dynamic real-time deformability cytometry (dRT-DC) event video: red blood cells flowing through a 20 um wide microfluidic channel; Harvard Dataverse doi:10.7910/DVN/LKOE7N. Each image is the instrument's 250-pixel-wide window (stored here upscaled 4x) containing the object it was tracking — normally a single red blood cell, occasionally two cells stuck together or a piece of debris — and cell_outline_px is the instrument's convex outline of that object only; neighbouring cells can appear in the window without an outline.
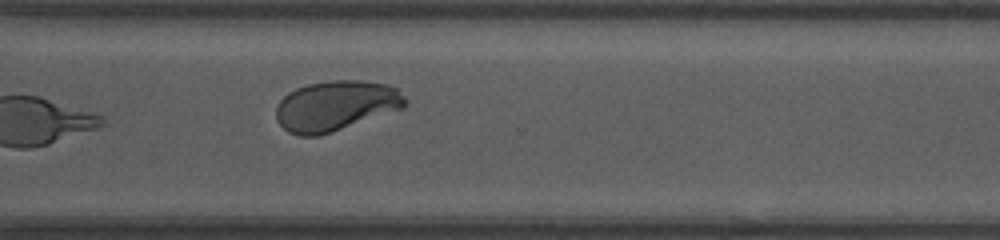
{"species": "human", "species_latin": "Homo sapiens", "temperature_condition": "room temperature", "stored_images_in_passage": 49, "camera_frame_rate_fps": 3000, "um_per_image_px": 0.085, "donor": {"sex": "female"}, "frame": {"image": 1, "passage_image": 42, "time_ms": 13.667, "image_size_px": [1000, 240], "cell_outline_px": [[408, 104], [404, 108], [316, 136], [300, 136], [288, 132], [276, 120], [276, 104], [288, 92], [296, 88], [308, 84], [332, 80], [360, 80], [388, 84], [396, 88], [408, 100]], "centroid_in_image_um": [28.53, 8.97], "position_along_channel_um": 342.1, "area_um2": 37.63}, "authors_computed_cell_mechanics": {"area_um2": 32.5992, "velocity_mm_per_s": 3.9166, "shape_relaxation_time_tau1_ms": 4.0228, "shape_relaxation_time_tau2_ms": 0.8001, "deformation_change_tau1": 0.2094, "deformation_change_tau2": 0.069}}